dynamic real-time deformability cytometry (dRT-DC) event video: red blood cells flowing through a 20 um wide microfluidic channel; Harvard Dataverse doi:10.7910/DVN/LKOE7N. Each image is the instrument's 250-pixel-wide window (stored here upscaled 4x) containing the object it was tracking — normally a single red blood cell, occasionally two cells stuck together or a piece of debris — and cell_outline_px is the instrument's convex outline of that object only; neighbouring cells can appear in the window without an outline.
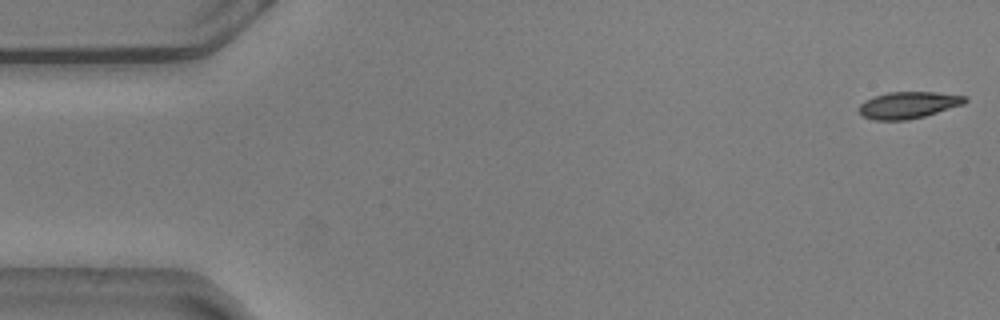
{"species": "common noctule bat (a hibernating species)", "species_latin": "Nyctalus noctula", "temperature_condition": "warm", "stored_images_in_passage": 48, "camera_frame_rate_fps": 3000, "um_per_image_px": 0.085, "animal": {"sex": "male", "body_mass_g": 20.5, "forearm_length_mm": 52.5}, "frame": {"image": 1, "passage_image": 1, "time_ms": 0.0, "image_size_px": [1000, 320], "cell_outline_px": [[968, 100], [964, 104], [924, 116], [908, 120], [872, 120], [860, 116], [856, 108], [864, 100], [888, 92], [936, 92], [968, 96]], "centroid_in_image_um": [77.17, 8.93], "position_along_channel_um": 7.8, "area_um2": 16.76}}
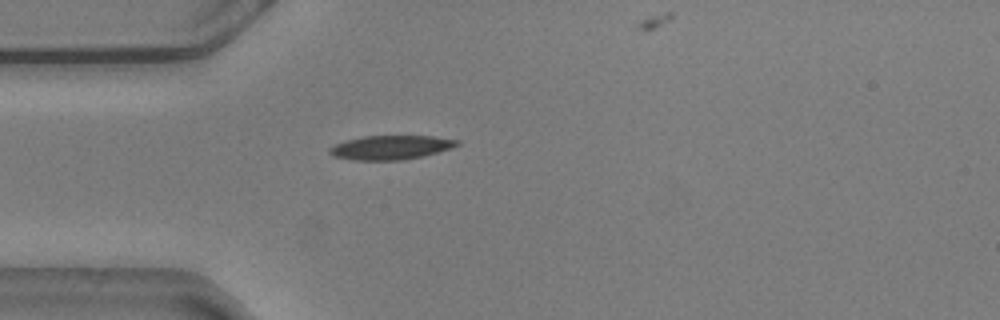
{"frame": {"image": 2, "passage_image": 15, "time_ms": 4.667, "image_size_px": [1000, 320], "cell_outline_px": [[460, 144], [452, 148], [424, 156], [404, 160], [352, 160], [332, 156], [328, 152], [328, 148], [336, 144], [348, 140], [364, 136], [432, 136], [460, 140]], "centroid_in_image_um": [33.23, 12.54], "position_along_channel_um": 51.8, "area_um2": 17.98}}
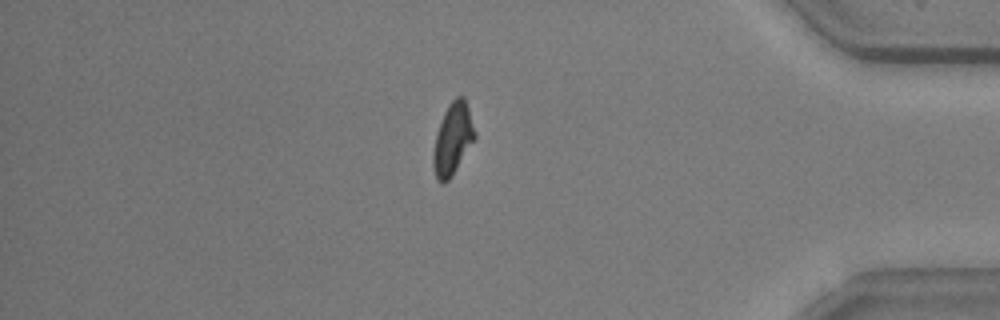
{"frame": {"image": 3, "passage_image": 47, "time_ms": 15.333, "image_size_px": [1000, 320], "cell_outline_px": [[476, 140], [452, 176], [444, 184], [440, 184], [436, 180], [432, 164], [432, 156], [436, 136], [444, 112], [448, 104], [456, 96], [464, 96], [476, 132]], "centroid_in_image_um": [38.49, 11.86], "position_along_channel_um": 396.7, "area_um2": 17.63}}